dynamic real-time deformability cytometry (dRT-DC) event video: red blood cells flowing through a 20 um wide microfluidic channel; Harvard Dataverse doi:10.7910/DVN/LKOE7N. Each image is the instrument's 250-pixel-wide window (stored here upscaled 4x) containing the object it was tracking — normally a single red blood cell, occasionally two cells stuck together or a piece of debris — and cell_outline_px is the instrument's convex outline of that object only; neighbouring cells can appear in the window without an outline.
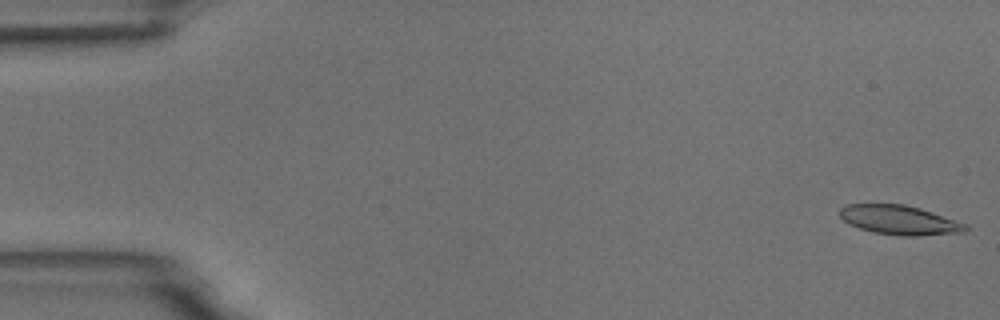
{"species": "common noctule bat (a hibernating species)", "species_latin": "Nyctalus noctula", "temperature_condition": "room temperature", "stored_images_in_passage": 6, "camera_frame_rate_fps": 3000, "um_per_image_px": 0.085, "animal": {"sex": "male", "body_mass_g": 18.8}, "frame": {"image": 1, "passage_image": 1, "time_ms": 0.0, "image_size_px": [1000, 320], "cell_outline_px": [[968, 228], [964, 232], [916, 236], [900, 236], [872, 232], [848, 224], [840, 216], [840, 208], [848, 204], [904, 204], [920, 208], [968, 224]], "centroid_in_image_um": [76.46, 18.7], "position_along_channel_um": 8.5, "area_um2": 21.5}}
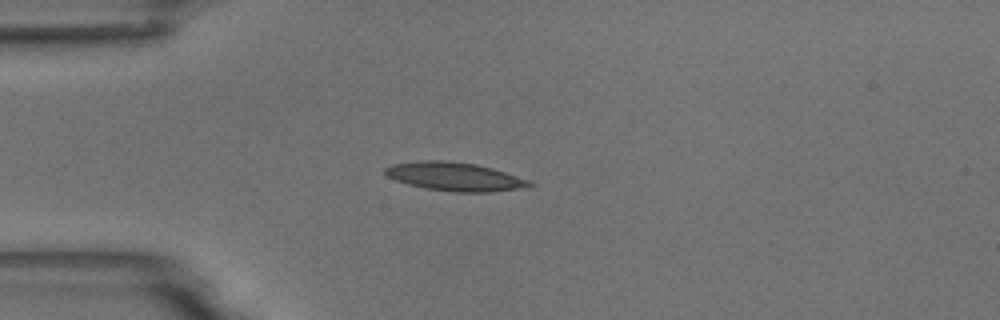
{"frame": {"image": 2, "passage_image": 5, "time_ms": 4.333, "image_size_px": [1000, 320], "cell_outline_px": [[532, 184], [516, 188], [492, 192], [456, 192], [424, 188], [408, 184], [396, 180], [388, 176], [384, 172], [384, 168], [392, 164], [424, 160], [444, 160], [476, 164], [492, 168], [528, 180]], "centroid_in_image_um": [38.57, 15.0], "position_along_channel_um": 46.4, "area_um2": 23.58}}